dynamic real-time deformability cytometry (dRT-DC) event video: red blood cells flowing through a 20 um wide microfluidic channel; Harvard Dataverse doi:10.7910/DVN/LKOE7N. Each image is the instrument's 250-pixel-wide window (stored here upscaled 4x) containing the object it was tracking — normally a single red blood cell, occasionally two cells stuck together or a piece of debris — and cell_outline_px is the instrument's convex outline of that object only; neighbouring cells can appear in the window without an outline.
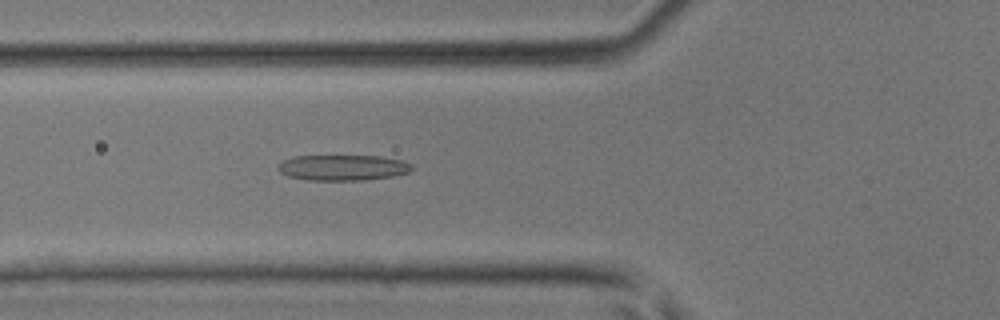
{"species": "common noctule bat (a hibernating species)", "species_latin": "Nyctalus noctula", "temperature_condition": "room temperature", "stored_images_in_passage": 35, "camera_frame_rate_fps": 3000, "um_per_image_px": 0.085, "animal": {"sex": "male", "body_mass_g": 17.9, "forearm_length_mm": 54.2}, "frame": {"image": 1, "passage_image": 8, "time_ms": 2.333, "image_size_px": [1000, 320], "cell_outline_px": [[412, 168], [408, 172], [392, 176], [364, 180], [308, 180], [288, 176], [280, 172], [276, 168], [280, 160], [292, 156], [380, 156], [400, 160], [412, 164]], "centroid_in_image_um": [29.07, 14.24], "position_along_channel_um": 96.7, "area_um2": 20.06}}
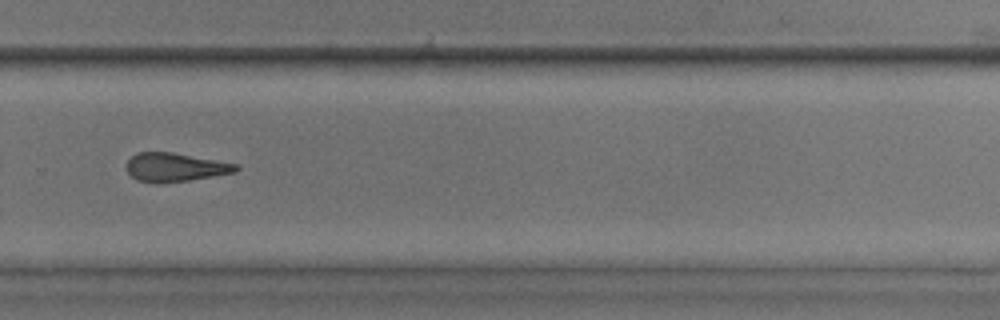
{"frame": {"image": 2, "passage_image": 22, "time_ms": 7.0, "image_size_px": [1000, 320], "cell_outline_px": [[240, 168], [236, 172], [188, 180], [156, 184], [136, 180], [128, 172], [124, 164], [136, 152], [172, 152], [236, 164]], "centroid_in_image_um": [14.82, 14.22], "position_along_channel_um": 315.0, "area_um2": 18.26}}
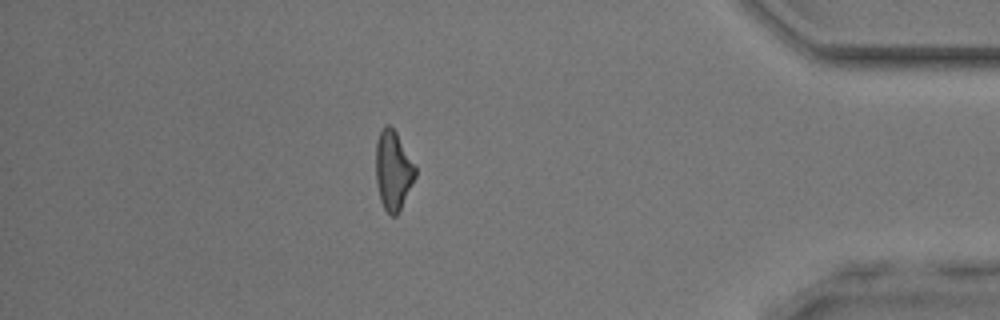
{"frame": {"image": 3, "passage_image": 30, "time_ms": 9.667, "image_size_px": [1000, 320], "cell_outline_px": [[416, 176], [396, 216], [392, 216], [384, 208], [380, 200], [376, 180], [376, 140], [384, 124], [388, 124], [396, 132], [416, 164]], "centroid_in_image_um": [33.42, 14.44], "position_along_channel_um": 401.8, "area_um2": 18.21}}